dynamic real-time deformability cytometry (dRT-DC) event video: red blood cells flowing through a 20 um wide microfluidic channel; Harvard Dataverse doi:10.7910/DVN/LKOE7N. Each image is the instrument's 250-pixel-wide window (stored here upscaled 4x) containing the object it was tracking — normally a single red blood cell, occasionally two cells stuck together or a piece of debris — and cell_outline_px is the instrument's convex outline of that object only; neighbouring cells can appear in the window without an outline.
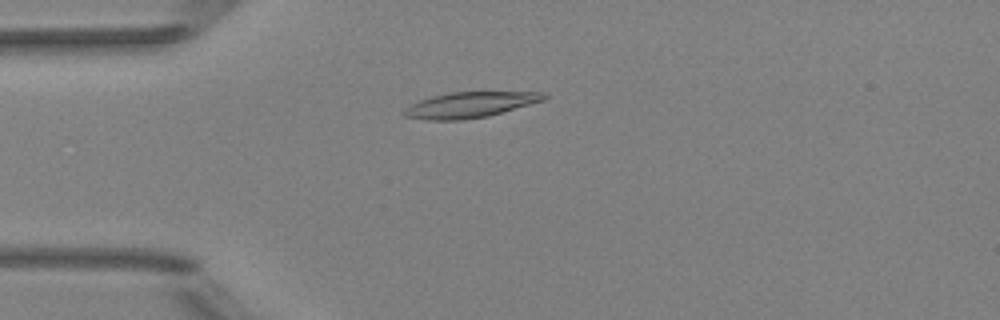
{"species": "Egyptian fruit bat (a non-hibernating species)", "species_latin": "Rousettus aegyptiacus", "temperature_condition": "room temperature", "stored_images_in_passage": 51, "camera_frame_rate_fps": 3000, "um_per_image_px": 0.085, "animal": {"sex": "female"}, "frame": {"image": 1, "passage_image": 13, "time_ms": 4.0, "image_size_px": [1000, 320], "cell_outline_px": [[548, 96], [544, 100], [488, 116], [464, 120], [424, 120], [404, 116], [400, 112], [408, 104], [432, 96], [448, 92], [544, 92]], "centroid_in_image_um": [39.87, 8.91], "position_along_channel_um": 45.1, "area_um2": 21.04}}
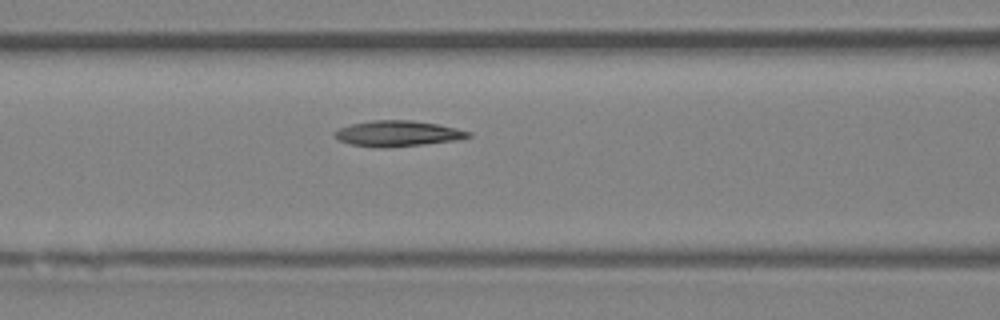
{"frame": {"image": 2, "passage_image": 21, "time_ms": 6.667, "image_size_px": [1000, 320], "cell_outline_px": [[472, 136], [460, 140], [424, 144], [380, 148], [352, 144], [336, 140], [332, 136], [332, 132], [348, 124], [372, 120], [412, 120], [440, 124], [472, 132]], "centroid_in_image_um": [33.79, 11.34], "position_along_channel_um": 132.8, "area_um2": 20.35}}
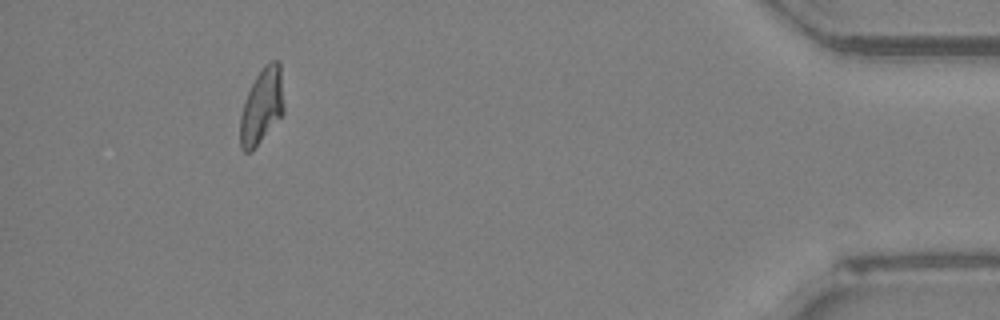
{"frame": {"image": 3, "passage_image": 47, "time_ms": 15.333, "image_size_px": [1000, 320], "cell_outline_px": [[284, 112], [252, 152], [244, 152], [240, 148], [240, 116], [244, 100], [256, 76], [264, 64], [272, 60], [280, 60], [284, 108]], "centroid_in_image_um": [22.25, 9.02], "position_along_channel_um": 413.0, "area_um2": 19.36}, "authors_computed_cell_mechanics": {"area_um2": 19.8832, "velocity_mm_per_s": 3.9905, "shape_relaxation_time_tau1_ms": 6.7891, "shape_relaxation_time_tau2_ms": 4.8294, "deformation_change_tau1": 0.1965, "deformation_change_tau2": 0.1151}}